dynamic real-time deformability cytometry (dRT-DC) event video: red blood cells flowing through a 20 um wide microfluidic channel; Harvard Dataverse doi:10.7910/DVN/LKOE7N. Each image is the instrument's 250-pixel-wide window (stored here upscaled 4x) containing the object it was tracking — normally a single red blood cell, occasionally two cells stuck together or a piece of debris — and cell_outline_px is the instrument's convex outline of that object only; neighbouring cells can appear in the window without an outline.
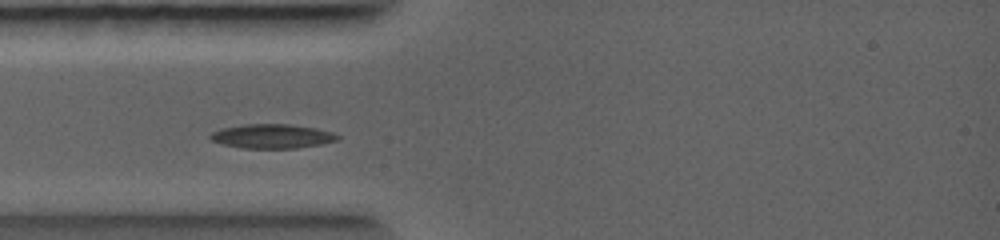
{"species": "common noctule bat (a hibernating species)", "species_latin": "Nyctalus noctula", "temperature_condition": "warm", "stored_images_in_passage": 3, "camera_frame_rate_fps": 5000, "um_per_image_px": 0.085, "animal": {"sex": "female", "body_mass_g": 19.0, "forearm_length_mm": 56.7}, "frame": {"image": 1, "passage_image": 3, "time_ms": 2.4, "image_size_px": [1000, 240], "cell_outline_px": [[340, 136], [336, 140], [320, 144], [296, 148], [244, 148], [220, 144], [212, 140], [208, 136], [212, 132], [224, 128], [248, 124], [284, 124], [312, 128], [328, 132]], "centroid_in_image_um": [23.05, 11.59], "position_along_channel_um": 61.9, "area_um2": 17.46}}